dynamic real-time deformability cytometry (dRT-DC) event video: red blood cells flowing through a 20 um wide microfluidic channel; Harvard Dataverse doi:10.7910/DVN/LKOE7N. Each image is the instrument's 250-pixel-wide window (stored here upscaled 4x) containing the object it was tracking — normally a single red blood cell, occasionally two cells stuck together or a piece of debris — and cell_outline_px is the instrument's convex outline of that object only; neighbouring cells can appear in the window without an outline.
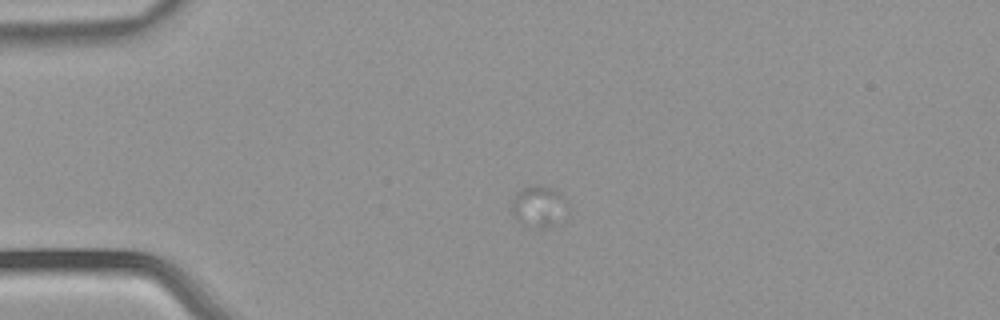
{"species": "common noctule bat (a hibernating species)", "species_latin": "Nyctalus noctula", "temperature_condition": "warm", "stored_images_in_passage": 2, "camera_frame_rate_fps": 3000, "um_per_image_px": 0.085, "animal": {"sex": "male", "body_mass_g": 21.5, "forearm_length_mm": 52.0}, "frame": {"image": 1, "passage_image": 1, "time_ms": 0.0, "image_size_px": [1000, 320], "cell_outline_px": [[556, 196], [548, 228], [540, 228], [520, 224], [512, 216], [512, 200], [516, 192], [524, 184], [540, 184], [552, 188], [556, 192]], "centroid_in_image_um": [45.37, 17.45], "position_along_channel_um": 39.6, "area_um2": 11.39}}